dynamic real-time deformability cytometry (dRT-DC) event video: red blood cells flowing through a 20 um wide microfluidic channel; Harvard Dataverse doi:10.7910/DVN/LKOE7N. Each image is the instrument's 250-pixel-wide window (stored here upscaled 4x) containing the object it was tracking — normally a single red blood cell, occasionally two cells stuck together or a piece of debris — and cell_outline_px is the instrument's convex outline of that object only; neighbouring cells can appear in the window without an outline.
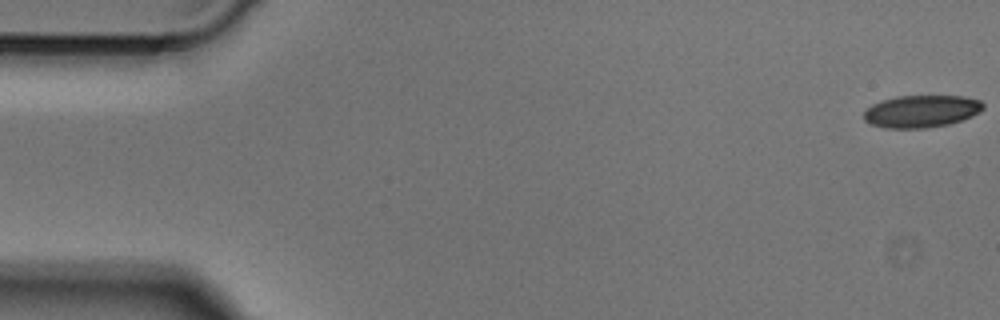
{"species": "Egyptian fruit bat (a non-hibernating species)", "species_latin": "Rousettus aegyptiacus", "temperature_condition": "cold", "stored_images_in_passage": 11, "camera_frame_rate_fps": 3000, "um_per_image_px": 0.085, "animal": {"sex": "male"}, "frame": {"image": 1, "passage_image": 1, "time_ms": 0.0, "image_size_px": [1000, 320], "cell_outline_px": [[984, 108], [980, 112], [972, 116], [948, 124], [928, 128], [884, 128], [872, 124], [864, 120], [864, 112], [872, 104], [880, 100], [896, 96], [964, 96], [980, 100], [984, 104]], "centroid_in_image_um": [78.32, 9.45], "position_along_channel_um": 6.7, "area_um2": 22.54}}